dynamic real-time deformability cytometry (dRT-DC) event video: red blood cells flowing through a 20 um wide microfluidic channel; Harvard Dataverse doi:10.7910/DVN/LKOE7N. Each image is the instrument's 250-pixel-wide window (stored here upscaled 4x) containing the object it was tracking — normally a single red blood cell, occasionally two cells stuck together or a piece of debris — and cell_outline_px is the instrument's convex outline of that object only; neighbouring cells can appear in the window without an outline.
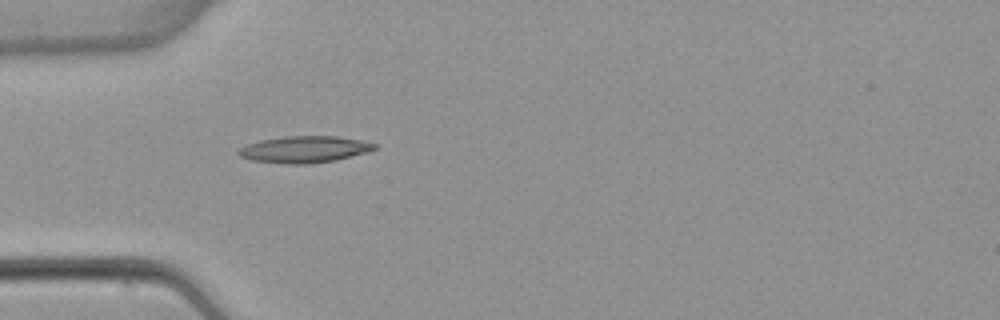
{"species": "common noctule bat (a hibernating species)", "species_latin": "Nyctalus noctula", "temperature_condition": "warm", "stored_images_in_passage": 1, "camera_frame_rate_fps": 3000, "um_per_image_px": 0.085, "animal": {"sex": "female", "body_mass_g": 22.7, "forearm_length_mm": 54.2}, "frame": {"image": 1, "passage_image": 1, "time_ms": 0.0, "image_size_px": [1000, 320], "cell_outline_px": [[376, 148], [368, 152], [336, 160], [308, 164], [288, 164], [252, 160], [240, 156], [236, 152], [240, 148], [248, 144], [260, 140], [284, 136], [340, 136], [360, 140], [376, 144]], "centroid_in_image_um": [25.88, 12.69], "position_along_channel_um": 59.1, "area_um2": 21.1}}